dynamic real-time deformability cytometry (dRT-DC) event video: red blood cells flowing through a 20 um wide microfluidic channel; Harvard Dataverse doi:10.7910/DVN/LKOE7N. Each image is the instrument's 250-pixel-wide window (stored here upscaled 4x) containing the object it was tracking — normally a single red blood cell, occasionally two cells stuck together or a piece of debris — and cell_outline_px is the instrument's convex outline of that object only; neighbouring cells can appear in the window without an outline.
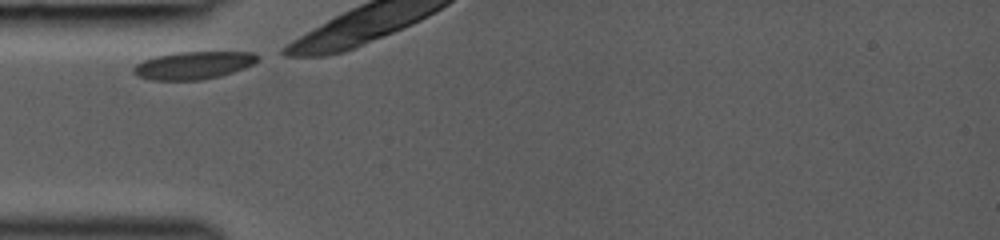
{"species": "common noctule bat (a hibernating species)", "species_latin": "Nyctalus noctula", "temperature_condition": "room temperature", "stored_images_in_passage": 8, "camera_frame_rate_fps": 3000, "um_per_image_px": 0.085, "animal": {"sex": "female", "body_mass_g": 19.0, "forearm_length_mm": 53.3}, "frame": {"image": 1, "passage_image": 1, "time_ms": 0.0, "image_size_px": [1000, 240], "cell_outline_px": [[256, 60], [252, 64], [244, 68], [220, 76], [200, 80], [152, 80], [140, 76], [132, 72], [132, 68], [136, 64], [144, 60], [156, 56], [176, 52], [252, 52], [256, 56]], "centroid_in_image_um": [16.39, 5.55], "position_along_channel_um": 68.6, "area_um2": 19.71}}